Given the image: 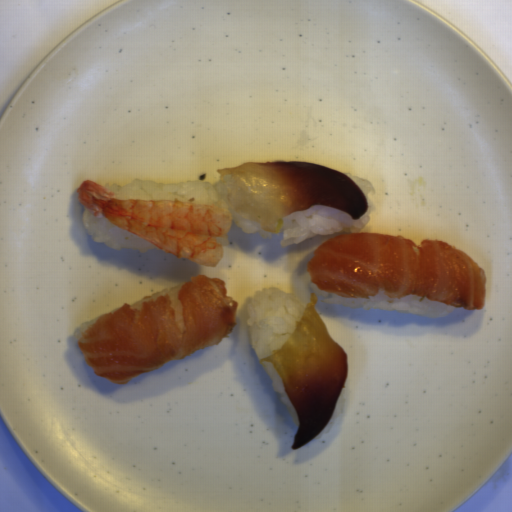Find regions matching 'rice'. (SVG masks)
I'll list each match as a JSON object with an SVG mask.
<instances>
[{
    "mask_svg": "<svg viewBox=\"0 0 512 512\" xmlns=\"http://www.w3.org/2000/svg\"><path fill=\"white\" fill-rule=\"evenodd\" d=\"M306 304L276 287L260 290L248 303L250 344L259 361L279 350L297 328Z\"/></svg>",
    "mask_w": 512,
    "mask_h": 512,
    "instance_id": "obj_1",
    "label": "rice"
},
{
    "mask_svg": "<svg viewBox=\"0 0 512 512\" xmlns=\"http://www.w3.org/2000/svg\"><path fill=\"white\" fill-rule=\"evenodd\" d=\"M103 187L121 200H181L185 202L213 205L225 208L231 214V220L244 234L258 232L261 239L271 238L273 233L263 230L257 222L242 218L227 202V189L222 182L187 181L160 184L136 178L125 186L106 183Z\"/></svg>",
    "mask_w": 512,
    "mask_h": 512,
    "instance_id": "obj_2",
    "label": "rice"
},
{
    "mask_svg": "<svg viewBox=\"0 0 512 512\" xmlns=\"http://www.w3.org/2000/svg\"><path fill=\"white\" fill-rule=\"evenodd\" d=\"M350 178L364 194L368 209L364 215L353 220L343 210L330 205H311L308 209L287 214L283 217L280 231L282 239L280 246L297 245L311 236H333L340 234L357 233L371 219V213L375 210V205L370 200V196L375 193L373 184L365 178L341 173Z\"/></svg>",
    "mask_w": 512,
    "mask_h": 512,
    "instance_id": "obj_3",
    "label": "rice"
},
{
    "mask_svg": "<svg viewBox=\"0 0 512 512\" xmlns=\"http://www.w3.org/2000/svg\"><path fill=\"white\" fill-rule=\"evenodd\" d=\"M311 287L320 296L323 303L340 305L346 309H383L434 318L448 316L454 310V307L412 294L402 298H389L379 291L371 298H348L328 293L315 286L313 282Z\"/></svg>",
    "mask_w": 512,
    "mask_h": 512,
    "instance_id": "obj_4",
    "label": "rice"
},
{
    "mask_svg": "<svg viewBox=\"0 0 512 512\" xmlns=\"http://www.w3.org/2000/svg\"><path fill=\"white\" fill-rule=\"evenodd\" d=\"M87 234L94 242L104 244L110 249H133L140 253L159 250L161 247L121 228L104 218H97L87 208L81 216Z\"/></svg>",
    "mask_w": 512,
    "mask_h": 512,
    "instance_id": "obj_5",
    "label": "rice"
},
{
    "mask_svg": "<svg viewBox=\"0 0 512 512\" xmlns=\"http://www.w3.org/2000/svg\"><path fill=\"white\" fill-rule=\"evenodd\" d=\"M265 373L271 382V387L273 391L277 392L279 395V400L283 402L295 424L299 428V417L293 407V404L288 396V393L284 387L282 376L280 372L277 370L274 364L271 362H261Z\"/></svg>",
    "mask_w": 512,
    "mask_h": 512,
    "instance_id": "obj_6",
    "label": "rice"
},
{
    "mask_svg": "<svg viewBox=\"0 0 512 512\" xmlns=\"http://www.w3.org/2000/svg\"><path fill=\"white\" fill-rule=\"evenodd\" d=\"M184 284L182 285H177V286H172V287H167L161 291H158L142 300H139L133 304H131L130 306L134 307V308H141L142 304L145 302V301H155L159 298H161L162 296L164 295H169L170 297V301H171V305H172V309L174 311V315H175V319H176V323H177V327H178V330L180 333H183L184 331V317H183V308H182V304L179 300V297H178V293L180 291V289L182 288Z\"/></svg>",
    "mask_w": 512,
    "mask_h": 512,
    "instance_id": "obj_7",
    "label": "rice"
},
{
    "mask_svg": "<svg viewBox=\"0 0 512 512\" xmlns=\"http://www.w3.org/2000/svg\"><path fill=\"white\" fill-rule=\"evenodd\" d=\"M101 317V316H100ZM100 317L95 318L90 321H85L82 324L78 325L72 332L71 337L78 343L79 339L83 335V333L88 330Z\"/></svg>",
    "mask_w": 512,
    "mask_h": 512,
    "instance_id": "obj_8",
    "label": "rice"
}]
</instances>
